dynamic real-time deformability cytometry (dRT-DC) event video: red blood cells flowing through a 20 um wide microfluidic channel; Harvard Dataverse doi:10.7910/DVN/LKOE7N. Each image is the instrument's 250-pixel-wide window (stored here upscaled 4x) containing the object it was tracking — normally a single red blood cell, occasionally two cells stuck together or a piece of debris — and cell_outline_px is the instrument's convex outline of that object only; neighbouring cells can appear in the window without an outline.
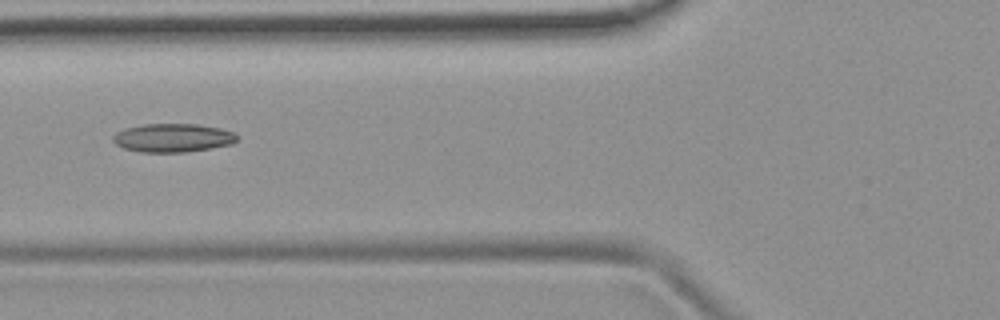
{"species": "common noctule bat (a hibernating species)", "species_latin": "Nyctalus noctula", "temperature_condition": "room temperature", "stored_images_in_passage": 6, "camera_frame_rate_fps": 3000, "um_per_image_px": 0.085, "animal": {"sex": "female", "body_mass_g": 19.9}, "frame": {"image": 1, "passage_image": 6, "time_ms": 6.0, "image_size_px": [1000, 320], "cell_outline_px": [[236, 140], [232, 144], [188, 152], [140, 152], [124, 148], [116, 144], [112, 140], [112, 136], [116, 132], [124, 128], [144, 124], [196, 124], [220, 128], [236, 132]], "centroid_in_image_um": [14.67, 11.71], "position_along_channel_um": 111.1, "area_um2": 20.69}}